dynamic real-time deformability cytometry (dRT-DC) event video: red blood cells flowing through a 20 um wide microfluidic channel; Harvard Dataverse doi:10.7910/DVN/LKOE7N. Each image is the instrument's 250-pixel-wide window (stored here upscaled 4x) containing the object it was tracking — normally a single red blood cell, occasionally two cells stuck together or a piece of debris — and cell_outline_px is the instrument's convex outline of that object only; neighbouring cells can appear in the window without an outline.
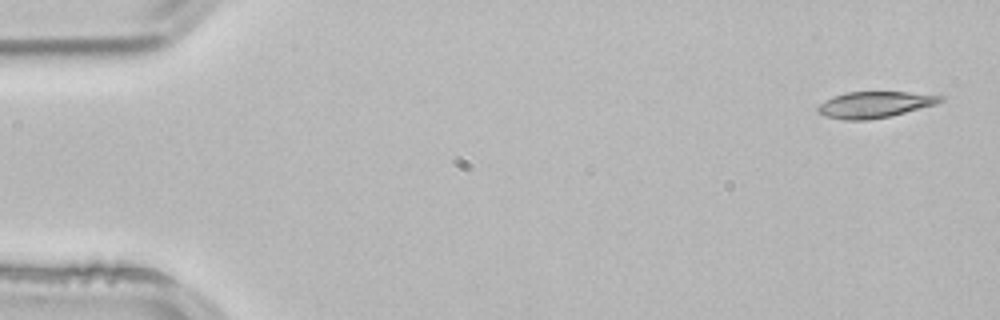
{"species": "common noctule bat (a hibernating species)", "species_latin": "Nyctalus noctula", "temperature_condition": "room temperature", "stored_images_in_passage": 4, "camera_frame_rate_fps": 3000, "um_per_image_px": 0.085, "animal": {"sex": "male", "body_mass_g": 21.5, "forearm_length_mm": 52.0}, "frame": {"image": 1, "passage_image": 1, "time_ms": 0.0, "image_size_px": [1000, 320], "cell_outline_px": [[948, 96], [944, 100], [936, 104], [888, 116], [868, 120], [844, 120], [824, 116], [816, 112], [816, 108], [820, 104], [832, 96], [848, 92], [908, 92]], "centroid_in_image_um": [74.34, 8.89], "position_along_channel_um": 10.7, "area_um2": 18.73}}
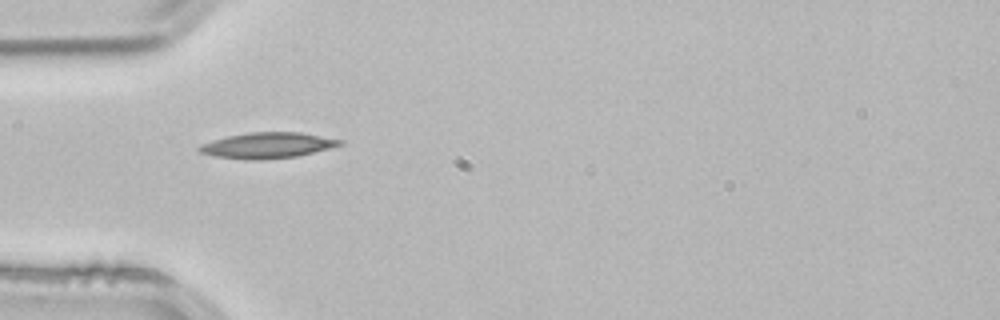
{"frame": {"image": 2, "passage_image": 4, "time_ms": 1.0, "image_size_px": [1000, 320], "cell_outline_px": [[344, 144], [296, 156], [264, 160], [248, 160], [216, 156], [200, 152], [196, 148], [200, 144], [212, 140], [228, 136], [248, 132], [300, 132], [344, 140]], "centroid_in_image_um": [22.72, 12.35], "position_along_channel_um": 62.3, "area_um2": 21.04}}